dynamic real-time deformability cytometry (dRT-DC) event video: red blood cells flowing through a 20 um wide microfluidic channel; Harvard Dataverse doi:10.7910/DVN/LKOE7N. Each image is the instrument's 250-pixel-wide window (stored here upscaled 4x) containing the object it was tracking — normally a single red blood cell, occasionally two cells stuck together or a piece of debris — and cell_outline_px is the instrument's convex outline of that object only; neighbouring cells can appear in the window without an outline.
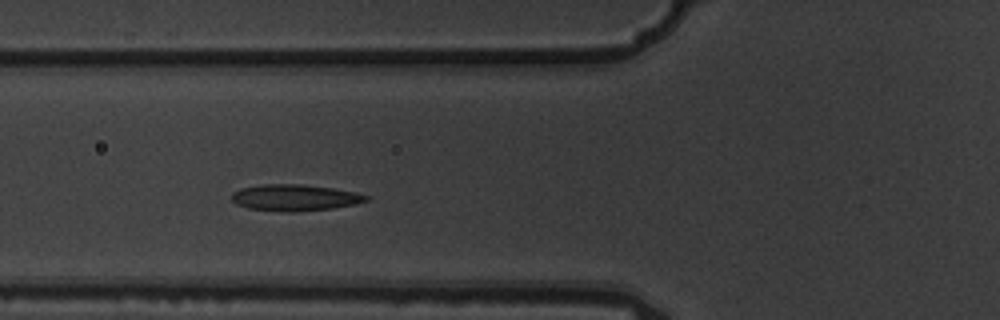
{"species": "common noctule bat (a hibernating species)", "species_latin": "Nyctalus noctula", "temperature_condition": "warm", "stored_images_in_passage": 7, "camera_frame_rate_fps": 3000, "um_per_image_px": 0.085, "animal": {"sex": "male", "body_mass_g": 19.5, "forearm_length_mm": 54.6}, "frame": {"image": 1, "passage_image": 4, "time_ms": 1.0, "image_size_px": [1000, 320], "cell_outline_px": [[368, 200], [356, 204], [332, 208], [296, 212], [284, 212], [248, 208], [236, 204], [232, 200], [232, 192], [240, 188], [264, 184], [304, 184], [332, 188], [356, 192], [368, 196]], "centroid_in_image_um": [25.04, 16.8], "position_along_channel_um": 100.8, "area_um2": 20.75}}
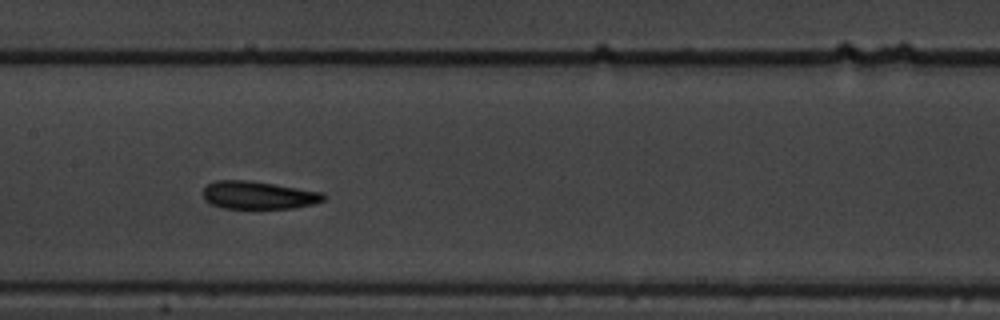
{"frame": {"image": 2, "passage_image": 6, "time_ms": 1.667, "image_size_px": [1000, 320], "cell_outline_px": [[328, 196], [324, 200], [312, 204], [292, 208], [224, 208], [212, 204], [204, 200], [204, 188], [208, 184], [216, 180], [248, 180], [276, 184], [324, 192]], "centroid_in_image_um": [22.0, 16.58], "position_along_channel_um": 185.4, "area_um2": 19.59}}
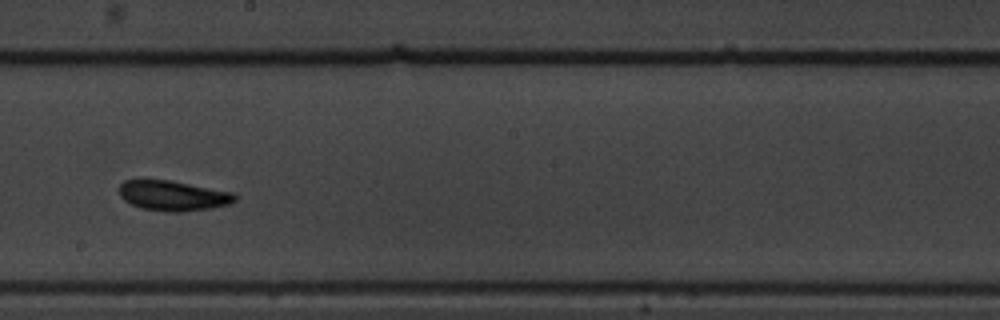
{"frame": {"image": 3, "passage_image": 7, "time_ms": 2.0, "image_size_px": [1000, 320], "cell_outline_px": [[236, 200], [228, 204], [212, 208], [180, 212], [168, 212], [140, 208], [124, 200], [120, 196], [120, 184], [124, 180], [168, 180], [236, 192]], "centroid_in_image_um": [14.73, 16.63], "position_along_channel_um": 233.5, "area_um2": 20.35}}